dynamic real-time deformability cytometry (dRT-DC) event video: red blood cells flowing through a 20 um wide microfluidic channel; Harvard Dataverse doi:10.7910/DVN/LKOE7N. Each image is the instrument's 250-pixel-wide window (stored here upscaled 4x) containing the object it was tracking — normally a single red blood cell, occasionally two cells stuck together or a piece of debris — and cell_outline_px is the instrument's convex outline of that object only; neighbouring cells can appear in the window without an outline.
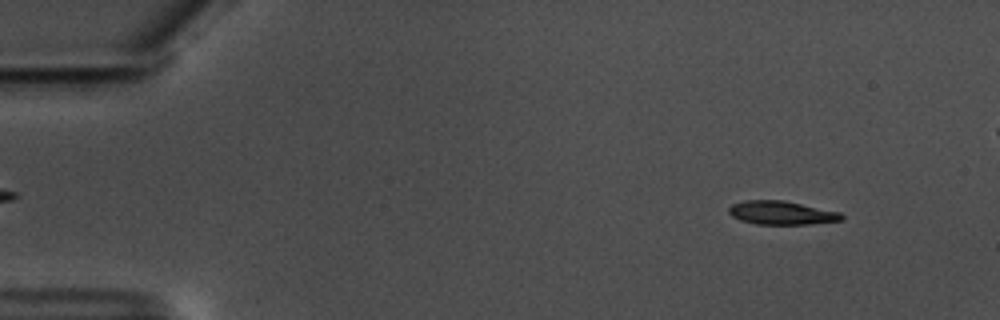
{"species": "common noctule bat (a hibernating species)", "species_latin": "Nyctalus noctula", "temperature_condition": "warm", "stored_images_in_passage": 57, "camera_frame_rate_fps": 3000, "um_per_image_px": 0.085, "animal": {"sex": "male", "body_mass_g": 17.5, "forearm_length_mm": 52.3}, "frame": {"image": 1, "passage_image": 6, "time_ms": 1.667, "image_size_px": [1000, 320], "cell_outline_px": [[844, 220], [808, 224], [756, 224], [740, 220], [732, 216], [728, 212], [728, 208], [732, 204], [744, 200], [784, 200], [840, 212], [844, 216]], "centroid_in_image_um": [66.42, 18.08], "position_along_channel_um": 18.6, "area_um2": 15.55}}
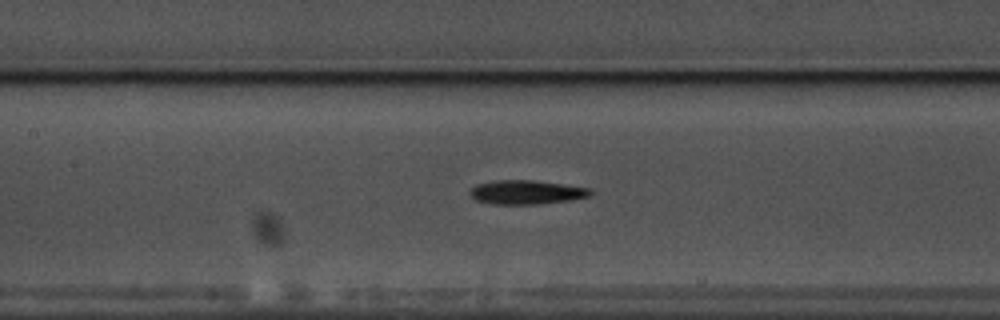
{"frame": {"image": 2, "passage_image": 27, "time_ms": 8.667, "image_size_px": [1000, 320], "cell_outline_px": [[592, 192], [588, 196], [568, 200], [540, 204], [492, 204], [476, 200], [472, 196], [472, 188], [476, 184], [496, 180], [536, 180], [592, 188]], "centroid_in_image_um": [44.77, 16.33], "position_along_channel_um": 162.6, "area_um2": 16.76}}
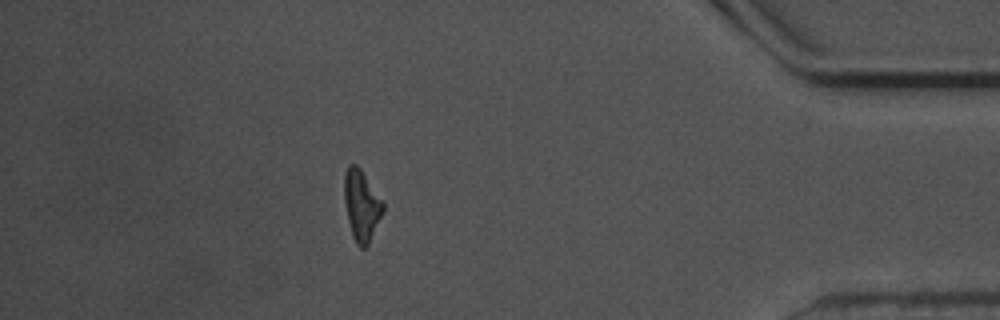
{"frame": {"image": 3, "passage_image": 51, "time_ms": 16.667, "image_size_px": [1000, 320], "cell_outline_px": [[384, 208], [368, 244], [364, 248], [360, 248], [356, 244], [352, 236], [348, 220], [344, 200], [344, 176], [348, 164], [356, 164], [360, 168], [384, 204]], "centroid_in_image_um": [30.7, 17.45], "position_along_channel_um": 404.5, "area_um2": 15.66}}